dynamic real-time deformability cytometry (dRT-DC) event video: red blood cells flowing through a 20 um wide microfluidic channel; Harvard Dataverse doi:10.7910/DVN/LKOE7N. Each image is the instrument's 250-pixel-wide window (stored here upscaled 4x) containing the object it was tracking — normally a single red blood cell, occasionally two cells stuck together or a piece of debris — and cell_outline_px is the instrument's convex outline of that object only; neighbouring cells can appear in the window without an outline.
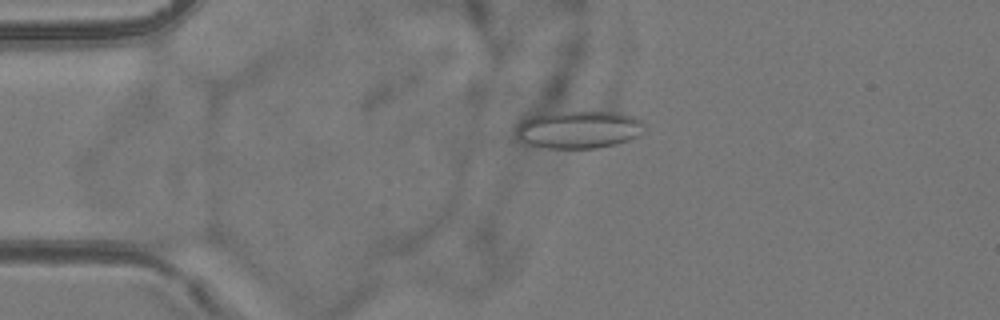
{"species": "common noctule bat (a hibernating species)", "species_latin": "Nyctalus noctula", "temperature_condition": "room temperature", "stored_images_in_passage": 54, "camera_frame_rate_fps": 3000, "um_per_image_px": 0.085, "animal": {"sex": "female", "body_mass_g": 24.6, "forearm_length_mm": 56.2}, "frame": {"image": 1, "passage_image": 13, "time_ms": 4.0, "image_size_px": [1000, 320], "cell_outline_px": [[644, 132], [628, 140], [616, 144], [596, 148], [540, 148], [528, 144], [520, 140], [516, 136], [516, 124], [520, 120], [532, 116], [556, 112], [620, 112], [632, 116], [640, 120], [644, 124]], "centroid_in_image_um": [49.15, 11.02], "position_along_channel_um": 35.8, "area_um2": 28.32}}
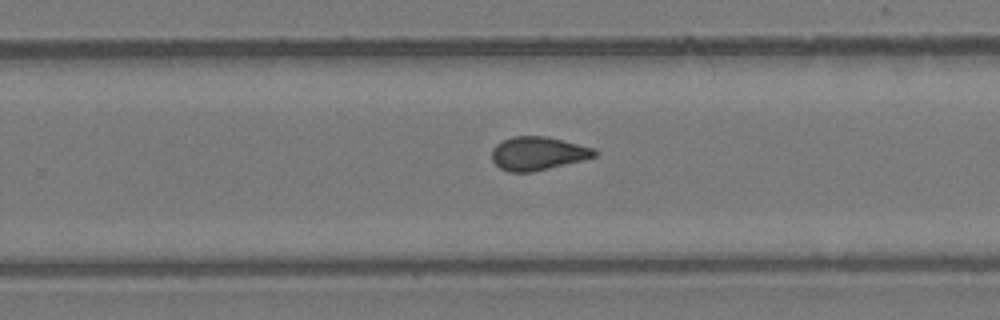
{"frame": {"image": 2, "passage_image": 35, "time_ms": 11.333, "image_size_px": [1000, 320], "cell_outline_px": [[596, 156], [584, 160], [532, 172], [508, 172], [500, 168], [492, 160], [492, 148], [496, 144], [512, 136], [544, 136], [596, 148]], "centroid_in_image_um": [45.71, 13.04], "position_along_channel_um": 284.1, "area_um2": 20.0}}
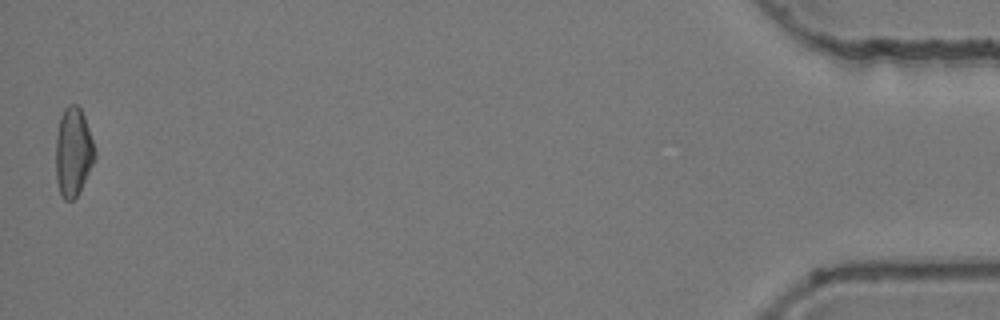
{"frame": {"image": 3, "passage_image": 54, "time_ms": 17.667, "image_size_px": [1000, 320], "cell_outline_px": [[96, 156], [80, 192], [72, 200], [64, 200], [60, 192], [56, 180], [56, 136], [60, 116], [64, 108], [68, 104], [76, 104], [80, 108], [84, 116], [96, 152]], "centroid_in_image_um": [6.21, 12.91], "position_along_channel_um": 429.0, "area_um2": 20.17}, "authors_computed_cell_mechanics": {"area_um2": 20.0566, "velocity_mm_per_s": 3.8609, "shape_relaxation_time_tau1_ms": null, "shape_relaxation_time_tau2_ms": 2.2374, "deformation_change_tau1": null, "deformation_change_tau2": 0.089}}